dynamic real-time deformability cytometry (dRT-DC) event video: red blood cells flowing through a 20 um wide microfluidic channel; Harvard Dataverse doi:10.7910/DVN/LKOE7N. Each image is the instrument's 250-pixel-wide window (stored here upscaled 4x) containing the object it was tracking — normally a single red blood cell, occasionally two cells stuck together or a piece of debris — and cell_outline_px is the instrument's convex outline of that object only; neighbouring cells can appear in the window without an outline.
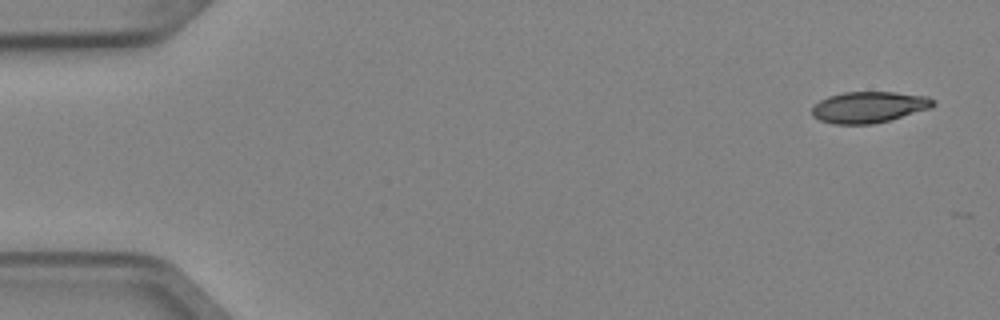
{"species": "Egyptian fruit bat (a non-hibernating species)", "species_latin": "Rousettus aegyptiacus", "temperature_condition": "cold", "stored_images_in_passage": 8, "camera_frame_rate_fps": 3000, "um_per_image_px": 0.085, "animal": {"sex": "female"}, "frame": {"image": 1, "passage_image": 1, "time_ms": 0.0, "image_size_px": [1000, 320], "cell_outline_px": [[936, 104], [932, 108], [888, 120], [872, 124], [832, 124], [820, 120], [812, 116], [812, 108], [820, 100], [828, 96], [844, 92], [896, 92], [928, 96]], "centroid_in_image_um": [73.86, 9.1], "position_along_channel_um": 11.1, "area_um2": 22.02}}
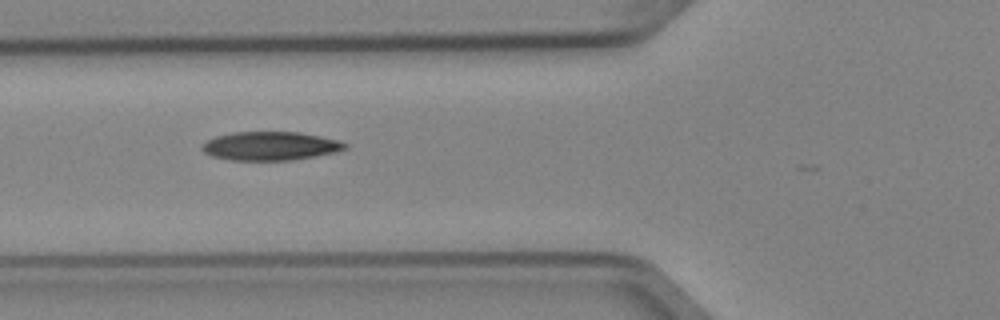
{"frame": {"image": 2, "passage_image": 6, "time_ms": 1.667, "image_size_px": [1000, 320], "cell_outline_px": [[348, 148], [336, 152], [316, 156], [292, 160], [232, 160], [212, 156], [204, 152], [200, 148], [200, 144], [216, 136], [232, 132], [300, 132], [340, 140], [348, 144]], "centroid_in_image_um": [22.99, 12.4], "position_along_channel_um": 102.8, "area_um2": 24.04}}
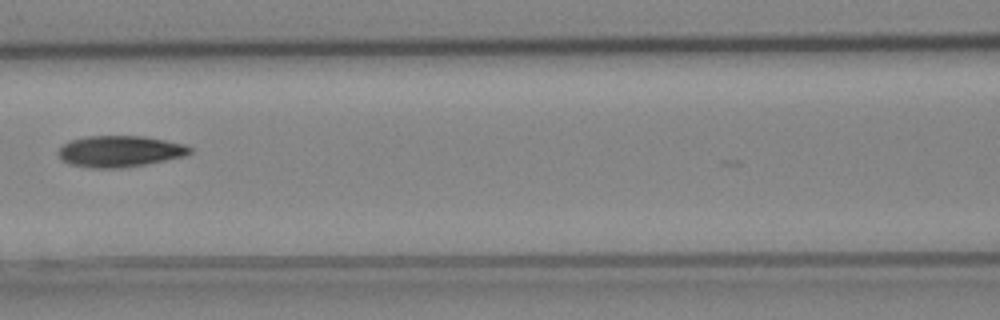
{"frame": {"image": 3, "passage_image": 7, "time_ms": 2.0, "image_size_px": [1000, 320], "cell_outline_px": [[192, 152], [184, 156], [144, 164], [120, 168], [92, 168], [72, 164], [60, 160], [56, 152], [68, 140], [84, 136], [144, 136], [184, 144], [192, 148]], "centroid_in_image_um": [10.14, 12.85], "position_along_channel_um": 156.5, "area_um2": 23.99}}